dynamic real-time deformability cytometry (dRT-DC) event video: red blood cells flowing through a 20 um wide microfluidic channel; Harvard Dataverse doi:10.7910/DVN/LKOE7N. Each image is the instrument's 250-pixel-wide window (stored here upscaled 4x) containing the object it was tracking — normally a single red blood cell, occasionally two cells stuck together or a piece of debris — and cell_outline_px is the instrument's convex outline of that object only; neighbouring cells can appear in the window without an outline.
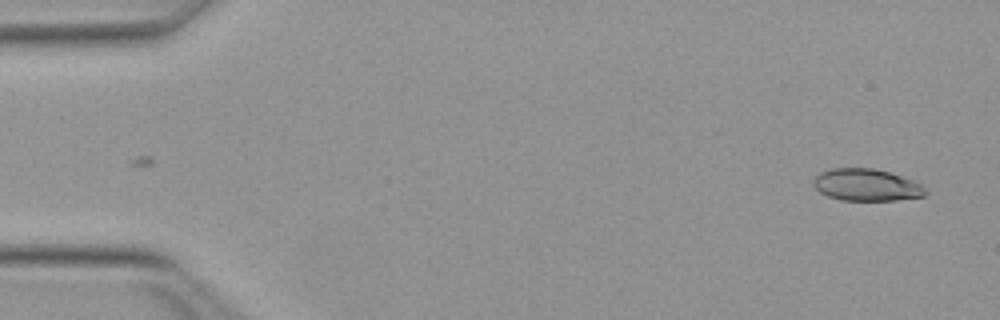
{"species": "Egyptian fruit bat (a non-hibernating species)", "species_latin": "Rousettus aegyptiacus", "temperature_condition": "warm", "stored_images_in_passage": 50, "camera_frame_rate_fps": 3000, "um_per_image_px": 0.085, "animal": {"sex": "female"}, "frame": {"image": 1, "passage_image": 2, "time_ms": 0.333, "image_size_px": [1000, 320], "cell_outline_px": [[928, 192], [924, 196], [896, 200], [840, 200], [828, 196], [820, 192], [812, 184], [812, 180], [820, 172], [832, 168], [872, 168], [888, 172], [924, 184]], "centroid_in_image_um": [73.66, 15.72], "position_along_channel_um": 11.3, "area_um2": 20.98}}
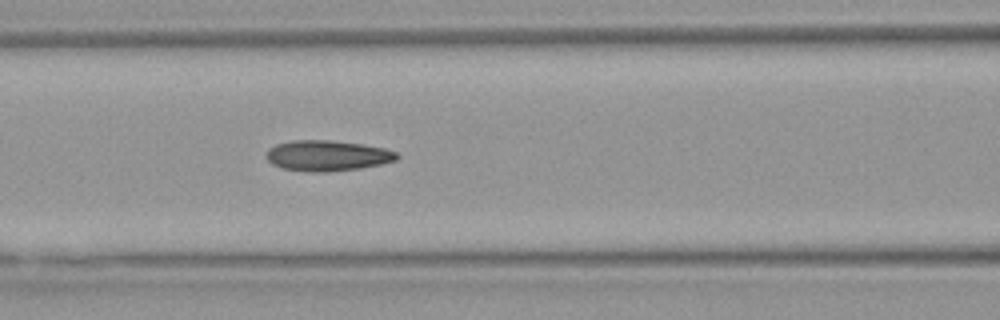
{"frame": {"image": 2, "passage_image": 21, "time_ms": 6.667, "image_size_px": [1000, 320], "cell_outline_px": [[400, 156], [396, 160], [380, 164], [360, 168], [328, 172], [312, 172], [284, 168], [272, 164], [264, 156], [268, 148], [276, 144], [292, 140], [332, 140], [364, 144], [384, 148], [396, 152]], "centroid_in_image_um": [27.81, 13.22], "position_along_channel_um": 138.8, "area_um2": 23.41}}
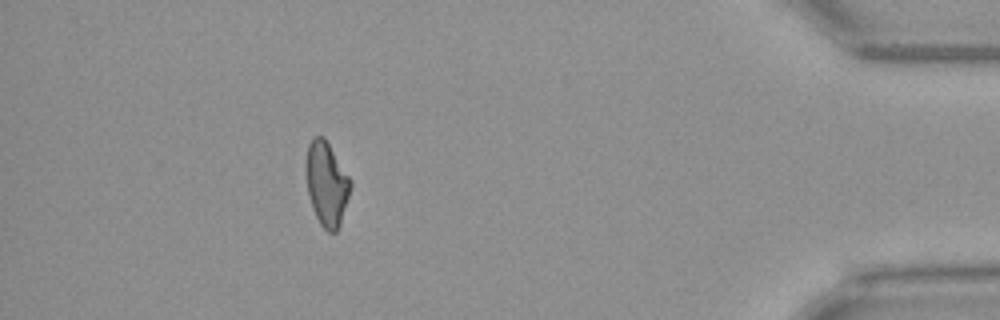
{"frame": {"image": 3, "passage_image": 45, "time_ms": 14.667, "image_size_px": [1000, 320], "cell_outline_px": [[352, 184], [340, 224], [336, 232], [328, 232], [320, 224], [312, 208], [308, 192], [304, 172], [304, 160], [308, 144], [312, 136], [324, 136], [352, 180]], "centroid_in_image_um": [27.73, 15.57], "position_along_channel_um": 407.5, "area_um2": 22.2}, "authors_computed_cell_mechanics": {"area_um2": 22.0507, "velocity_mm_per_s": 4.0372, "shape_relaxation_time_tau1_ms": null, "shape_relaxation_time_tau2_ms": 3.3418, "deformation_change_tau1": null, "deformation_change_tau2": 0.1161}}